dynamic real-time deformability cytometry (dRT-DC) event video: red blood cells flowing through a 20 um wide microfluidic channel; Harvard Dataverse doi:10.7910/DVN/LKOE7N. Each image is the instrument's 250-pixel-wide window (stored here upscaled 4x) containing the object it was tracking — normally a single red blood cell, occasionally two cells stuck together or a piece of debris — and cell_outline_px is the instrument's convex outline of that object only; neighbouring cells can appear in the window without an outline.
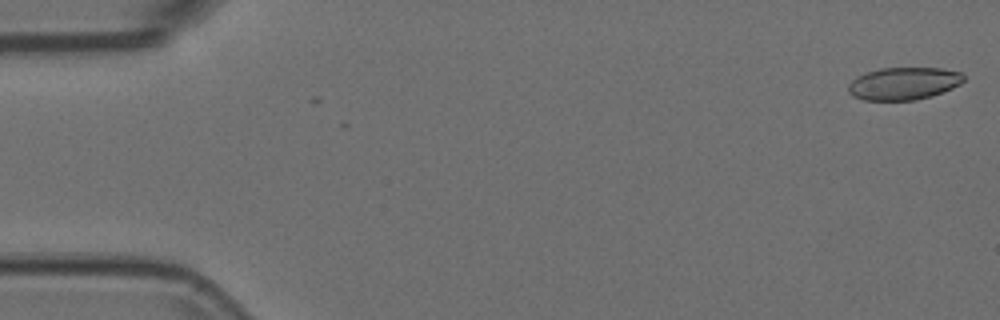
{"species": "Egyptian fruit bat (a non-hibernating species)", "species_latin": "Rousettus aegyptiacus", "temperature_condition": "room temperature", "stored_images_in_passage": 3, "camera_frame_rate_fps": 3000, "um_per_image_px": 0.085, "animal": {"sex": "female"}, "frame": {"image": 1, "passage_image": 1, "time_ms": 0.0, "image_size_px": [1000, 320], "cell_outline_px": [[964, 80], [960, 84], [952, 88], [932, 96], [916, 100], [864, 100], [852, 96], [848, 92], [848, 84], [856, 76], [880, 68], [940, 68], [960, 72], [964, 76]], "centroid_in_image_um": [76.79, 7.1], "position_along_channel_um": 8.2, "area_um2": 21.91}}